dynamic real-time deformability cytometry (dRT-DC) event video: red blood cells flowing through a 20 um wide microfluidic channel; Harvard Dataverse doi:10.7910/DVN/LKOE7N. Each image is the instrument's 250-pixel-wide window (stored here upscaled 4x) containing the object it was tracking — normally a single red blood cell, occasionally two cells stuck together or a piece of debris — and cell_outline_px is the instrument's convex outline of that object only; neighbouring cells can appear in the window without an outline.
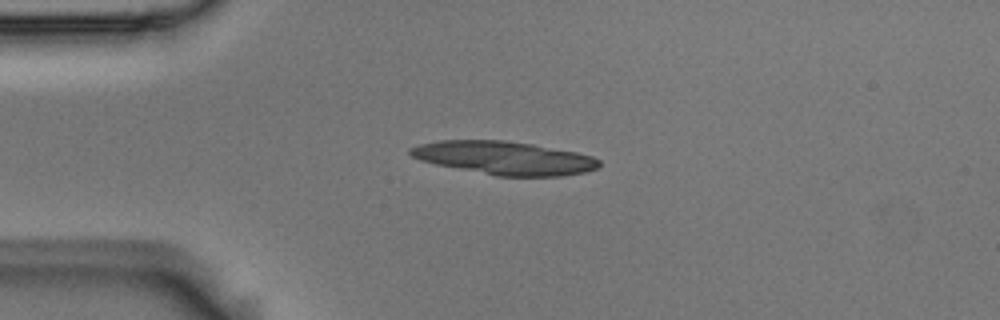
{"species": "Egyptian fruit bat (a non-hibernating species)", "species_latin": "Rousettus aegyptiacus", "temperature_condition": "room temperature", "stored_images_in_passage": 4, "camera_frame_rate_fps": 3000, "um_per_image_px": 0.085, "animal": {"sex": "male"}, "frame": {"image": 1, "passage_image": 3, "time_ms": 0.667, "image_size_px": [1000, 320], "cell_outline_px": [[600, 164], [596, 168], [584, 172], [560, 176], [496, 176], [436, 164], [420, 160], [412, 156], [408, 152], [408, 148], [420, 144], [440, 140], [504, 140], [532, 144], [576, 152], [592, 156], [600, 160]], "centroid_in_image_um": [42.85, 13.42], "position_along_channel_um": 42.2, "area_um2": 36.47}}